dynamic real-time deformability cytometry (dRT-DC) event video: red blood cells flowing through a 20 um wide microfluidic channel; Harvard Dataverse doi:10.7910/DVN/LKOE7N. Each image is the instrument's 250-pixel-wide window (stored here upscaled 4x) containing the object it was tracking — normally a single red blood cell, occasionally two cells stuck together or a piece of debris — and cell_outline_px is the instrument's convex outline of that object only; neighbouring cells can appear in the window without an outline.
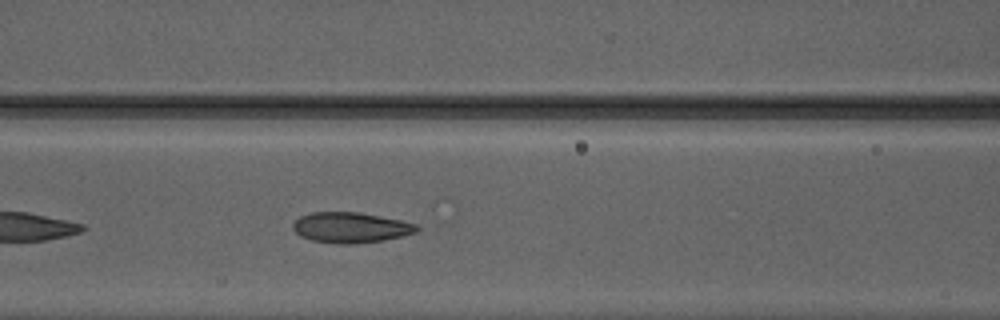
{"species": "Egyptian fruit bat (a non-hibernating species)", "species_latin": "Rousettus aegyptiacus", "temperature_condition": "warm", "stored_images_in_passage": 28, "camera_frame_rate_fps": 3000, "um_per_image_px": 0.085, "animal": {"sex": "male"}, "frame": {"image": 1, "passage_image": 7, "time_ms": 2.0, "image_size_px": [1000, 320], "cell_outline_px": [[420, 228], [416, 232], [404, 236], [384, 240], [352, 244], [336, 244], [312, 240], [300, 236], [292, 228], [292, 224], [300, 216], [312, 212], [356, 212], [380, 216], [400, 220], [416, 224]], "centroid_in_image_um": [29.8, 19.34], "position_along_channel_um": 136.8, "area_um2": 22.02}}
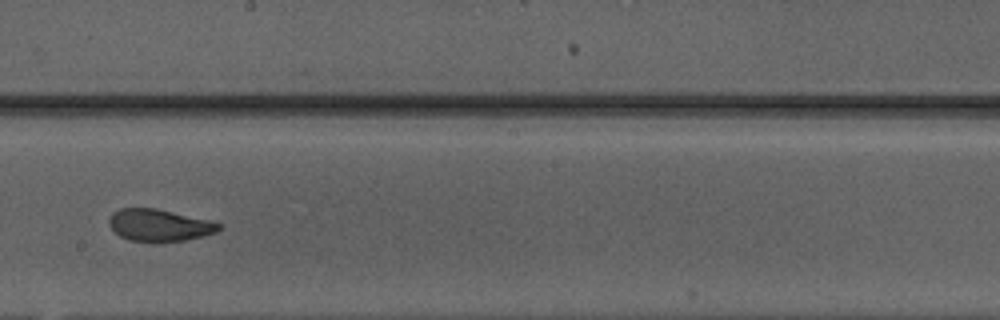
{"frame": {"image": 2, "passage_image": 14, "time_ms": 4.333, "image_size_px": [1000, 320], "cell_outline_px": [[224, 228], [216, 232], [204, 236], [184, 240], [156, 244], [128, 240], [120, 236], [108, 224], [108, 220], [112, 212], [120, 208], [156, 208], [208, 220], [224, 224]], "centroid_in_image_um": [13.55, 19.17], "position_along_channel_um": 234.7, "area_um2": 21.04}}
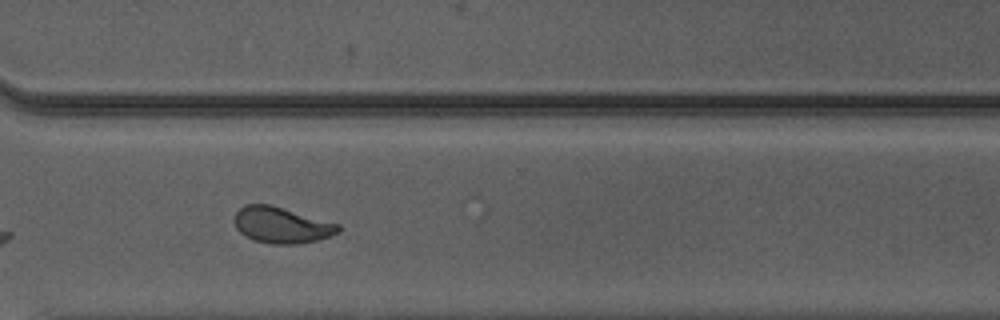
{"frame": {"image": 3, "passage_image": 22, "time_ms": 7.0, "image_size_px": [1000, 320], "cell_outline_px": [[340, 232], [316, 240], [296, 244], [272, 244], [256, 240], [240, 232], [236, 228], [232, 220], [232, 216], [244, 204], [272, 204], [340, 224]], "centroid_in_image_um": [23.91, 19.11], "position_along_channel_um": 346.7, "area_um2": 21.96}, "authors_computed_cell_mechanics": {"area_um2": 21.675, "velocity_mm_per_s": 4.2099, "shape_relaxation_time_tau1_ms": 4.5631, "shape_relaxation_time_tau2_ms": 1.2606, "deformation_change_tau1": 0.1621, "deformation_change_tau2": 0.0652}}